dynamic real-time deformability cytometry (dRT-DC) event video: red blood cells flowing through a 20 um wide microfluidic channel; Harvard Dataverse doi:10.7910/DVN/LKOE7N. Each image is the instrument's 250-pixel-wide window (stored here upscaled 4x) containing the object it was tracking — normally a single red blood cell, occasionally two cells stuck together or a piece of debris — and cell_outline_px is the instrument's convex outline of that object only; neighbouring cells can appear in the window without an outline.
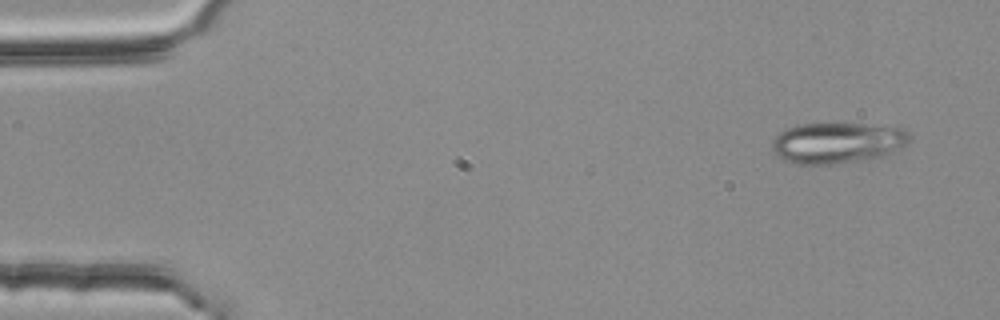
{"species": "common noctule bat (a hibernating species)", "species_latin": "Nyctalus noctula", "temperature_condition": "room temperature", "stored_images_in_passage": 5, "segment_of_instrument_passage": [1, 2], "camera_frame_rate_fps": 3000, "um_per_image_px": 0.085, "animal": {"sex": "female", "body_mass_g": 25.1}, "frame": {"image": 1, "passage_image": 1, "time_ms": 0.0, "image_size_px": [1000, 320], "cell_outline_px": [[908, 140], [900, 148], [880, 156], [868, 160], [832, 164], [800, 164], [784, 160], [772, 148], [772, 140], [784, 128], [800, 124], [896, 124], [904, 128], [908, 132]], "centroid_in_image_um": [71.21, 12.11], "position_along_channel_um": 13.8, "area_um2": 32.89}}